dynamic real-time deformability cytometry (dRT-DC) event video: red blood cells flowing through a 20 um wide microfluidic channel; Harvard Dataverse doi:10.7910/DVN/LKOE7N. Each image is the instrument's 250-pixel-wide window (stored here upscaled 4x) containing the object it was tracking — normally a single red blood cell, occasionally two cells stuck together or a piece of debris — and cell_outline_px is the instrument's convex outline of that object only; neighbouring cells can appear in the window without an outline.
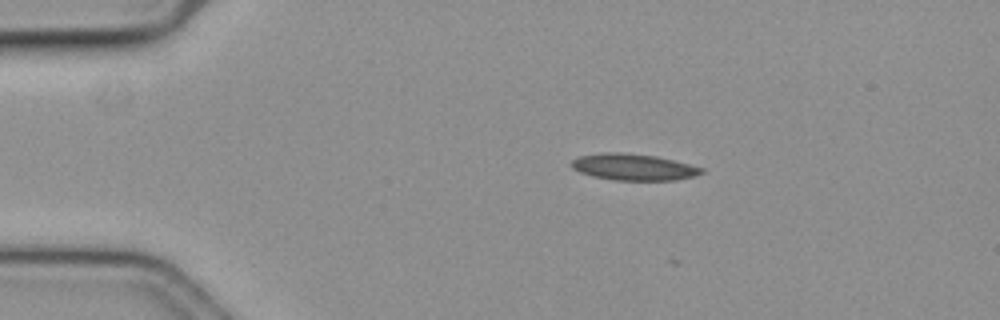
{"species": "common noctule bat (a hibernating species)", "species_latin": "Nyctalus noctula", "temperature_condition": "cold", "stored_images_in_passage": 8, "camera_frame_rate_fps": 3000, "um_per_image_px": 0.085, "animal": {"sex": "female", "body_mass_g": 19.3, "forearm_length_mm": 54.1}, "frame": {"image": 1, "passage_image": 1, "time_ms": 0.0, "image_size_px": [1000, 320], "cell_outline_px": [[704, 172], [692, 176], [676, 180], [616, 180], [596, 176], [580, 172], [572, 168], [572, 160], [580, 156], [604, 152], [624, 152], [656, 156], [704, 168]], "centroid_in_image_um": [53.85, 14.19], "position_along_channel_um": 31.1, "area_um2": 19.77}}